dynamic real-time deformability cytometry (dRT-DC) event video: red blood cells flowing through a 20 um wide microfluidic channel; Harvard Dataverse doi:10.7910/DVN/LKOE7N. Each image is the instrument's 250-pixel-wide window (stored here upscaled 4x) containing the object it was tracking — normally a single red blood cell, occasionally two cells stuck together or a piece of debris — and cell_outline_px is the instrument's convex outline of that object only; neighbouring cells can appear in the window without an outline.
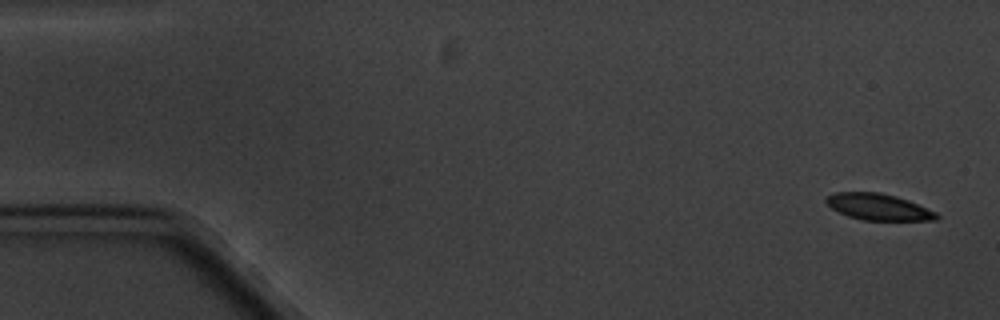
{"species": "common noctule bat (a hibernating species)", "species_latin": "Nyctalus noctula", "temperature_condition": "cold", "stored_images_in_passage": 11, "camera_frame_rate_fps": 3000, "um_per_image_px": 0.085, "animal": {"sex": "male", "body_mass_g": 20.1, "forearm_length_mm": 53.5}, "frame": {"image": 1, "passage_image": 1, "time_ms": 0.0, "image_size_px": [1000, 320], "cell_outline_px": [[940, 216], [936, 220], [864, 220], [848, 216], [832, 208], [824, 200], [828, 196], [836, 192], [880, 192], [896, 196], [908, 200], [936, 212]], "centroid_in_image_um": [74.68, 17.58], "position_along_channel_um": 10.3, "area_um2": 16.82}}
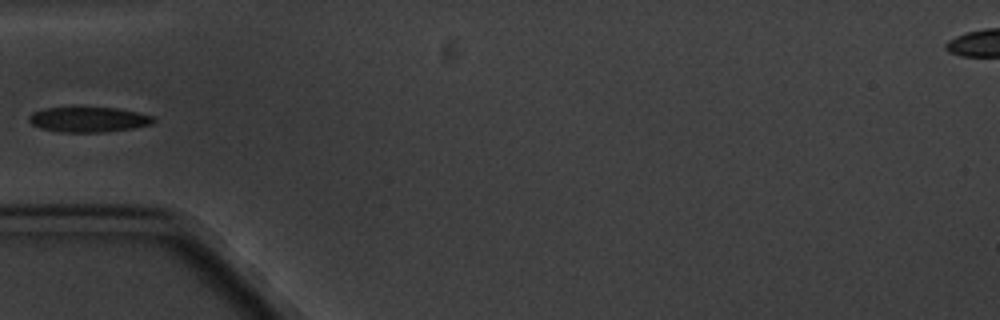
{"frame": {"image": 2, "passage_image": 5, "time_ms": 5.667, "image_size_px": [1000, 320], "cell_outline_px": [[156, 120], [152, 124], [132, 128], [100, 132], [60, 132], [40, 128], [32, 124], [28, 120], [28, 116], [32, 112], [44, 108], [116, 108], [136, 112], [152, 116]], "centroid_in_image_um": [7.49, 10.16], "position_along_channel_um": 77.5, "area_um2": 18.03}}
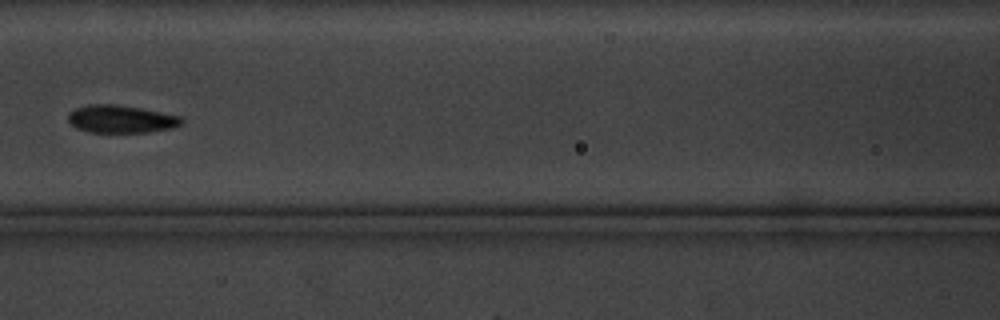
{"frame": {"image": 3, "passage_image": 7, "time_ms": 8.0, "image_size_px": [1000, 320], "cell_outline_px": [[184, 124], [172, 128], [148, 132], [88, 132], [76, 128], [68, 120], [68, 112], [76, 108], [88, 104], [116, 104], [140, 108], [180, 116], [184, 120]], "centroid_in_image_um": [10.29, 10.12], "position_along_channel_um": 156.3, "area_um2": 18.38}}